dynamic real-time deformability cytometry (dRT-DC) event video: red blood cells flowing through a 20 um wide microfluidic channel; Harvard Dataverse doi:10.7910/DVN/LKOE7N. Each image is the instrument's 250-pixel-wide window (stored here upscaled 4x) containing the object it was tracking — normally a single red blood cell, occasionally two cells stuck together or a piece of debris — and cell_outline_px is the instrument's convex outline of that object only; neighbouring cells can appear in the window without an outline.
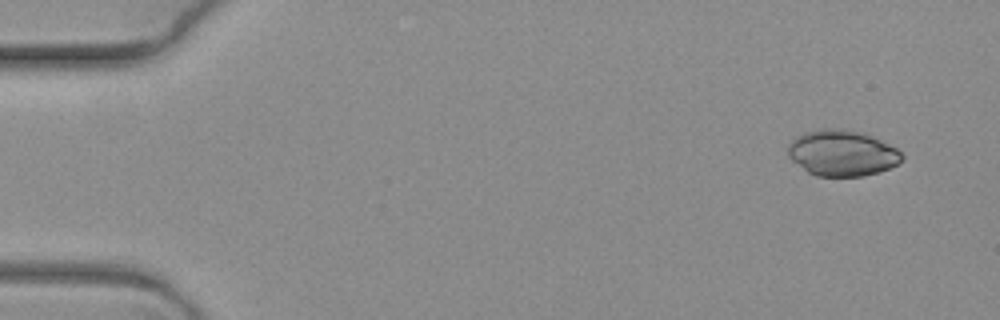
{"species": "common noctule bat (a hibernating species)", "species_latin": "Nyctalus noctula", "temperature_condition": "warm", "stored_images_in_passage": 6, "camera_frame_rate_fps": 3000, "um_per_image_px": 0.085, "animal": {"sex": "female", "body_mass_g": 19.3, "forearm_length_mm": 54.1}, "frame": {"image": 1, "passage_image": 1, "time_ms": 0.0, "image_size_px": [1000, 320], "cell_outline_px": [[904, 156], [896, 164], [880, 172], [864, 176], [816, 176], [808, 172], [792, 160], [788, 156], [788, 144], [796, 136], [804, 132], [820, 128], [832, 128], [860, 132], [872, 136], [896, 148]], "centroid_in_image_um": [71.54, 13.01], "position_along_channel_um": 13.5, "area_um2": 30.35}}
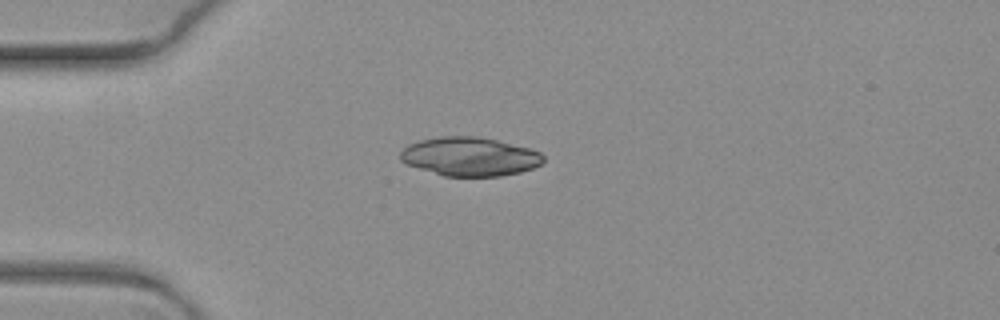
{"frame": {"image": 2, "passage_image": 5, "time_ms": 1.333, "image_size_px": [1000, 320], "cell_outline_px": [[544, 160], [540, 164], [532, 168], [520, 172], [500, 176], [444, 176], [404, 164], [400, 160], [400, 152], [408, 144], [420, 140], [440, 136], [476, 136], [496, 140], [532, 148], [540, 152], [544, 156]], "centroid_in_image_um": [39.91, 13.3], "position_along_channel_um": 45.1, "area_um2": 32.48}}